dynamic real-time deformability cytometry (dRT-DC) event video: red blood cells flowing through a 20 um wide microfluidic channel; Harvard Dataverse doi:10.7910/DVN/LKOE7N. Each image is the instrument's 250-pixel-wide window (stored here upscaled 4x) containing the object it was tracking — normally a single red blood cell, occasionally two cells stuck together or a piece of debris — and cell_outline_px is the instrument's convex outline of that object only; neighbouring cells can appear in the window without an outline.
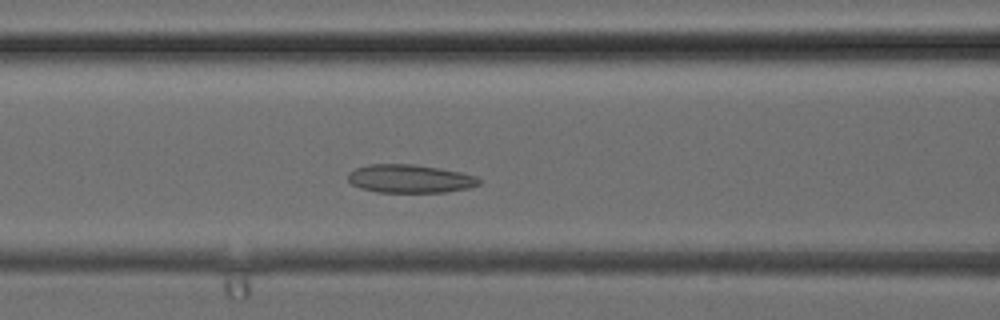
{"species": "common noctule bat (a hibernating species)", "species_latin": "Nyctalus noctula", "temperature_condition": "cold", "stored_images_in_passage": 33, "camera_frame_rate_fps": 3000, "um_per_image_px": 0.085, "animal": {"sex": "female", "body_mass_g": 24.6, "forearm_length_mm": 56.2}, "frame": {"image": 1, "passage_image": 11, "time_ms": 3.333, "image_size_px": [1000, 320], "cell_outline_px": [[484, 180], [480, 184], [468, 188], [444, 192], [376, 192], [360, 188], [352, 184], [348, 180], [348, 172], [356, 168], [368, 164], [412, 164], [440, 168], [460, 172], [476, 176]], "centroid_in_image_um": [34.85, 15.19], "position_along_channel_um": 131.7, "area_um2": 21.73}}
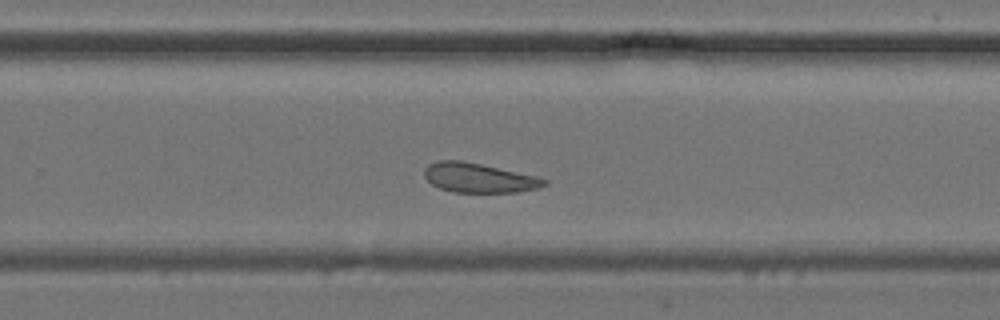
{"frame": {"image": 2, "passage_image": 20, "time_ms": 6.333, "image_size_px": [1000, 320], "cell_outline_px": [[548, 184], [536, 188], [516, 192], [452, 192], [440, 188], [432, 184], [424, 176], [424, 168], [428, 164], [436, 160], [460, 160], [480, 164], [536, 176], [548, 180]], "centroid_in_image_um": [40.66, 15.11], "position_along_channel_um": 289.1, "area_um2": 20.46}}
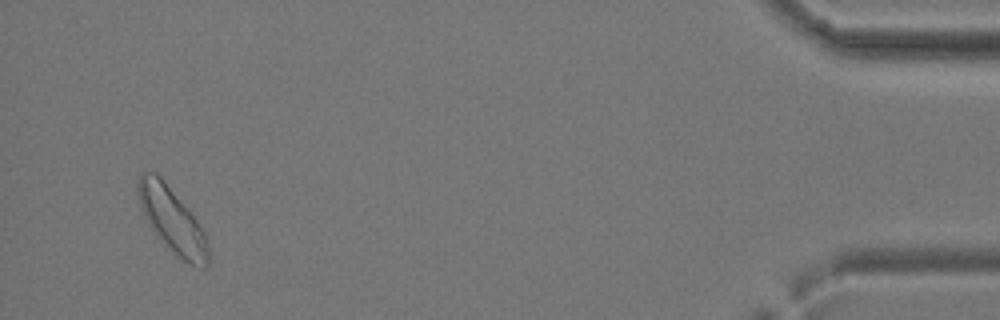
{"frame": {"image": 3, "passage_image": 32, "time_ms": 10.333, "image_size_px": [1000, 320], "cell_outline_px": [[212, 260], [204, 268], [188, 264], [172, 256], [152, 232], [140, 208], [136, 192], [136, 180], [140, 172], [156, 172], [164, 180], [204, 228], [208, 236], [212, 252]], "centroid_in_image_um": [14.66, 18.8], "position_along_channel_um": 420.5, "area_um2": 28.32}}